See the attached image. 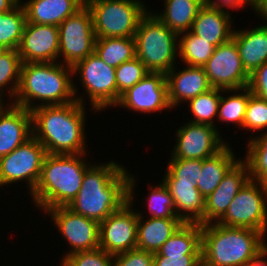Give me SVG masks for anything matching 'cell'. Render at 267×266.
<instances>
[{"mask_svg": "<svg viewBox=\"0 0 267 266\" xmlns=\"http://www.w3.org/2000/svg\"><path fill=\"white\" fill-rule=\"evenodd\" d=\"M85 154H47L39 181L31 194L42 211L67 207L78 194L86 170ZM83 156V157H81Z\"/></svg>", "mask_w": 267, "mask_h": 266, "instance_id": "cell-4", "label": "cell"}, {"mask_svg": "<svg viewBox=\"0 0 267 266\" xmlns=\"http://www.w3.org/2000/svg\"><path fill=\"white\" fill-rule=\"evenodd\" d=\"M267 247L254 257L246 266H267Z\"/></svg>", "mask_w": 267, "mask_h": 266, "instance_id": "cell-45", "label": "cell"}, {"mask_svg": "<svg viewBox=\"0 0 267 266\" xmlns=\"http://www.w3.org/2000/svg\"><path fill=\"white\" fill-rule=\"evenodd\" d=\"M112 266H154V254L135 248L114 255Z\"/></svg>", "mask_w": 267, "mask_h": 266, "instance_id": "cell-41", "label": "cell"}, {"mask_svg": "<svg viewBox=\"0 0 267 266\" xmlns=\"http://www.w3.org/2000/svg\"><path fill=\"white\" fill-rule=\"evenodd\" d=\"M265 236L217 222L201 225L202 258L214 266H246L267 247Z\"/></svg>", "mask_w": 267, "mask_h": 266, "instance_id": "cell-5", "label": "cell"}, {"mask_svg": "<svg viewBox=\"0 0 267 266\" xmlns=\"http://www.w3.org/2000/svg\"><path fill=\"white\" fill-rule=\"evenodd\" d=\"M20 2L10 12L0 14V44L17 50L26 24V15Z\"/></svg>", "mask_w": 267, "mask_h": 266, "instance_id": "cell-31", "label": "cell"}, {"mask_svg": "<svg viewBox=\"0 0 267 266\" xmlns=\"http://www.w3.org/2000/svg\"><path fill=\"white\" fill-rule=\"evenodd\" d=\"M249 179L248 166L239 159L226 173L217 188L205 198L203 225L217 222L226 213L235 195Z\"/></svg>", "mask_w": 267, "mask_h": 266, "instance_id": "cell-18", "label": "cell"}, {"mask_svg": "<svg viewBox=\"0 0 267 266\" xmlns=\"http://www.w3.org/2000/svg\"><path fill=\"white\" fill-rule=\"evenodd\" d=\"M33 136L47 154H86L85 107L78 101L31 111Z\"/></svg>", "mask_w": 267, "mask_h": 266, "instance_id": "cell-3", "label": "cell"}, {"mask_svg": "<svg viewBox=\"0 0 267 266\" xmlns=\"http://www.w3.org/2000/svg\"><path fill=\"white\" fill-rule=\"evenodd\" d=\"M19 3L18 0H0V14L10 12Z\"/></svg>", "mask_w": 267, "mask_h": 266, "instance_id": "cell-47", "label": "cell"}, {"mask_svg": "<svg viewBox=\"0 0 267 266\" xmlns=\"http://www.w3.org/2000/svg\"><path fill=\"white\" fill-rule=\"evenodd\" d=\"M231 19L228 8L223 10L203 5L190 31L217 47L232 38L234 28L231 29L233 23Z\"/></svg>", "mask_w": 267, "mask_h": 266, "instance_id": "cell-21", "label": "cell"}, {"mask_svg": "<svg viewBox=\"0 0 267 266\" xmlns=\"http://www.w3.org/2000/svg\"><path fill=\"white\" fill-rule=\"evenodd\" d=\"M216 126L186 122L176 131V144L170 159L203 160L214 156L225 144Z\"/></svg>", "mask_w": 267, "mask_h": 266, "instance_id": "cell-14", "label": "cell"}, {"mask_svg": "<svg viewBox=\"0 0 267 266\" xmlns=\"http://www.w3.org/2000/svg\"><path fill=\"white\" fill-rule=\"evenodd\" d=\"M202 254L163 257L154 253V266H195Z\"/></svg>", "mask_w": 267, "mask_h": 266, "instance_id": "cell-43", "label": "cell"}, {"mask_svg": "<svg viewBox=\"0 0 267 266\" xmlns=\"http://www.w3.org/2000/svg\"><path fill=\"white\" fill-rule=\"evenodd\" d=\"M167 187L175 206L176 216L183 223L203 225L205 198L196 183L186 181H162Z\"/></svg>", "mask_w": 267, "mask_h": 266, "instance_id": "cell-22", "label": "cell"}, {"mask_svg": "<svg viewBox=\"0 0 267 266\" xmlns=\"http://www.w3.org/2000/svg\"><path fill=\"white\" fill-rule=\"evenodd\" d=\"M6 50L5 47H3L1 44H0V55Z\"/></svg>", "mask_w": 267, "mask_h": 266, "instance_id": "cell-49", "label": "cell"}, {"mask_svg": "<svg viewBox=\"0 0 267 266\" xmlns=\"http://www.w3.org/2000/svg\"><path fill=\"white\" fill-rule=\"evenodd\" d=\"M59 63H22L19 86L12 104L29 111L39 106L65 105L74 101L83 104L85 101L77 96V87L72 81V67ZM35 100L42 103L32 102Z\"/></svg>", "mask_w": 267, "mask_h": 266, "instance_id": "cell-2", "label": "cell"}, {"mask_svg": "<svg viewBox=\"0 0 267 266\" xmlns=\"http://www.w3.org/2000/svg\"><path fill=\"white\" fill-rule=\"evenodd\" d=\"M232 39L249 74L267 62V25L257 26L251 30L234 29Z\"/></svg>", "mask_w": 267, "mask_h": 266, "instance_id": "cell-24", "label": "cell"}, {"mask_svg": "<svg viewBox=\"0 0 267 266\" xmlns=\"http://www.w3.org/2000/svg\"><path fill=\"white\" fill-rule=\"evenodd\" d=\"M224 91L218 88H211L209 91L190 99L188 101L189 108L194 118L190 122L215 126L213 119L214 117L216 119L218 115L220 94Z\"/></svg>", "mask_w": 267, "mask_h": 266, "instance_id": "cell-34", "label": "cell"}, {"mask_svg": "<svg viewBox=\"0 0 267 266\" xmlns=\"http://www.w3.org/2000/svg\"><path fill=\"white\" fill-rule=\"evenodd\" d=\"M150 189L151 192L147 198L150 217L179 219L176 216L173 199L165 184L162 182L159 186L153 188L151 186Z\"/></svg>", "mask_w": 267, "mask_h": 266, "instance_id": "cell-38", "label": "cell"}, {"mask_svg": "<svg viewBox=\"0 0 267 266\" xmlns=\"http://www.w3.org/2000/svg\"><path fill=\"white\" fill-rule=\"evenodd\" d=\"M114 256L100 247L68 255L60 266H112Z\"/></svg>", "mask_w": 267, "mask_h": 266, "instance_id": "cell-40", "label": "cell"}, {"mask_svg": "<svg viewBox=\"0 0 267 266\" xmlns=\"http://www.w3.org/2000/svg\"><path fill=\"white\" fill-rule=\"evenodd\" d=\"M128 179V202L100 222L99 247L111 255L137 248L138 212L131 209L135 176Z\"/></svg>", "mask_w": 267, "mask_h": 266, "instance_id": "cell-9", "label": "cell"}, {"mask_svg": "<svg viewBox=\"0 0 267 266\" xmlns=\"http://www.w3.org/2000/svg\"><path fill=\"white\" fill-rule=\"evenodd\" d=\"M73 74H79L92 110L101 112L106 107L117 106L116 68L103 62L95 52L73 67Z\"/></svg>", "mask_w": 267, "mask_h": 266, "instance_id": "cell-10", "label": "cell"}, {"mask_svg": "<svg viewBox=\"0 0 267 266\" xmlns=\"http://www.w3.org/2000/svg\"><path fill=\"white\" fill-rule=\"evenodd\" d=\"M238 91H242V93L239 94ZM225 92H236L237 94L235 93L228 97H223L221 94L217 115L219 121L227 122V124L231 122L243 127L247 103L252 92L248 87L225 90Z\"/></svg>", "mask_w": 267, "mask_h": 266, "instance_id": "cell-33", "label": "cell"}, {"mask_svg": "<svg viewBox=\"0 0 267 266\" xmlns=\"http://www.w3.org/2000/svg\"><path fill=\"white\" fill-rule=\"evenodd\" d=\"M178 38L176 32L148 11L140 19L134 36L136 57L149 72L167 74L175 66Z\"/></svg>", "mask_w": 267, "mask_h": 266, "instance_id": "cell-6", "label": "cell"}, {"mask_svg": "<svg viewBox=\"0 0 267 266\" xmlns=\"http://www.w3.org/2000/svg\"><path fill=\"white\" fill-rule=\"evenodd\" d=\"M178 37V54L182 62L187 66L204 67L214 53L215 46L191 31L180 33Z\"/></svg>", "mask_w": 267, "mask_h": 266, "instance_id": "cell-30", "label": "cell"}, {"mask_svg": "<svg viewBox=\"0 0 267 266\" xmlns=\"http://www.w3.org/2000/svg\"><path fill=\"white\" fill-rule=\"evenodd\" d=\"M156 254L163 257L202 254L201 224L183 223Z\"/></svg>", "mask_w": 267, "mask_h": 266, "instance_id": "cell-28", "label": "cell"}, {"mask_svg": "<svg viewBox=\"0 0 267 266\" xmlns=\"http://www.w3.org/2000/svg\"><path fill=\"white\" fill-rule=\"evenodd\" d=\"M26 21L59 26L85 5V0H28L22 3Z\"/></svg>", "mask_w": 267, "mask_h": 266, "instance_id": "cell-23", "label": "cell"}, {"mask_svg": "<svg viewBox=\"0 0 267 266\" xmlns=\"http://www.w3.org/2000/svg\"><path fill=\"white\" fill-rule=\"evenodd\" d=\"M254 11L260 16H263V20L267 21V0H255ZM265 25H267L265 23Z\"/></svg>", "mask_w": 267, "mask_h": 266, "instance_id": "cell-46", "label": "cell"}, {"mask_svg": "<svg viewBox=\"0 0 267 266\" xmlns=\"http://www.w3.org/2000/svg\"><path fill=\"white\" fill-rule=\"evenodd\" d=\"M248 88L255 96L267 100V62L250 74Z\"/></svg>", "mask_w": 267, "mask_h": 266, "instance_id": "cell-42", "label": "cell"}, {"mask_svg": "<svg viewBox=\"0 0 267 266\" xmlns=\"http://www.w3.org/2000/svg\"><path fill=\"white\" fill-rule=\"evenodd\" d=\"M148 73L149 71L146 69L145 65L137 57L119 65L115 71L117 103L124 92L133 87Z\"/></svg>", "mask_w": 267, "mask_h": 266, "instance_id": "cell-36", "label": "cell"}, {"mask_svg": "<svg viewBox=\"0 0 267 266\" xmlns=\"http://www.w3.org/2000/svg\"><path fill=\"white\" fill-rule=\"evenodd\" d=\"M96 38L134 37L140 19L148 12L140 0H85Z\"/></svg>", "mask_w": 267, "mask_h": 266, "instance_id": "cell-7", "label": "cell"}, {"mask_svg": "<svg viewBox=\"0 0 267 266\" xmlns=\"http://www.w3.org/2000/svg\"><path fill=\"white\" fill-rule=\"evenodd\" d=\"M246 158L250 179L267 185V131L250 138Z\"/></svg>", "mask_w": 267, "mask_h": 266, "instance_id": "cell-32", "label": "cell"}, {"mask_svg": "<svg viewBox=\"0 0 267 266\" xmlns=\"http://www.w3.org/2000/svg\"><path fill=\"white\" fill-rule=\"evenodd\" d=\"M21 65L22 61L17 50L6 49L0 55V103H3V89L7 86L10 87L6 90L10 94L9 97H15L20 81Z\"/></svg>", "mask_w": 267, "mask_h": 266, "instance_id": "cell-35", "label": "cell"}, {"mask_svg": "<svg viewBox=\"0 0 267 266\" xmlns=\"http://www.w3.org/2000/svg\"><path fill=\"white\" fill-rule=\"evenodd\" d=\"M98 164L86 170L81 188L67 208L100 223L128 202L129 173L116 161Z\"/></svg>", "mask_w": 267, "mask_h": 266, "instance_id": "cell-1", "label": "cell"}, {"mask_svg": "<svg viewBox=\"0 0 267 266\" xmlns=\"http://www.w3.org/2000/svg\"><path fill=\"white\" fill-rule=\"evenodd\" d=\"M164 1V11L158 14L154 12V15L177 34L191 30L199 9L204 5V0Z\"/></svg>", "mask_w": 267, "mask_h": 266, "instance_id": "cell-27", "label": "cell"}, {"mask_svg": "<svg viewBox=\"0 0 267 266\" xmlns=\"http://www.w3.org/2000/svg\"><path fill=\"white\" fill-rule=\"evenodd\" d=\"M232 151L227 144L214 156L202 160V171L197 188L204 198L217 188L226 173L239 161Z\"/></svg>", "mask_w": 267, "mask_h": 266, "instance_id": "cell-26", "label": "cell"}, {"mask_svg": "<svg viewBox=\"0 0 267 266\" xmlns=\"http://www.w3.org/2000/svg\"><path fill=\"white\" fill-rule=\"evenodd\" d=\"M243 128L249 131H267V100L254 94L249 96Z\"/></svg>", "mask_w": 267, "mask_h": 266, "instance_id": "cell-39", "label": "cell"}, {"mask_svg": "<svg viewBox=\"0 0 267 266\" xmlns=\"http://www.w3.org/2000/svg\"><path fill=\"white\" fill-rule=\"evenodd\" d=\"M45 213L51 216L52 221L72 248L62 257V261L73 253L99 248V222L75 214L67 207L51 208Z\"/></svg>", "mask_w": 267, "mask_h": 266, "instance_id": "cell-15", "label": "cell"}, {"mask_svg": "<svg viewBox=\"0 0 267 266\" xmlns=\"http://www.w3.org/2000/svg\"><path fill=\"white\" fill-rule=\"evenodd\" d=\"M59 58L73 67L94 52L95 32L90 10L84 5L59 26Z\"/></svg>", "mask_w": 267, "mask_h": 266, "instance_id": "cell-12", "label": "cell"}, {"mask_svg": "<svg viewBox=\"0 0 267 266\" xmlns=\"http://www.w3.org/2000/svg\"><path fill=\"white\" fill-rule=\"evenodd\" d=\"M195 266H214V265L208 263L204 258L201 257V259Z\"/></svg>", "mask_w": 267, "mask_h": 266, "instance_id": "cell-48", "label": "cell"}, {"mask_svg": "<svg viewBox=\"0 0 267 266\" xmlns=\"http://www.w3.org/2000/svg\"><path fill=\"white\" fill-rule=\"evenodd\" d=\"M94 52L107 65L117 68L136 57L134 37L96 38Z\"/></svg>", "mask_w": 267, "mask_h": 266, "instance_id": "cell-29", "label": "cell"}, {"mask_svg": "<svg viewBox=\"0 0 267 266\" xmlns=\"http://www.w3.org/2000/svg\"><path fill=\"white\" fill-rule=\"evenodd\" d=\"M33 136L31 111L23 107L0 104V158Z\"/></svg>", "mask_w": 267, "mask_h": 266, "instance_id": "cell-19", "label": "cell"}, {"mask_svg": "<svg viewBox=\"0 0 267 266\" xmlns=\"http://www.w3.org/2000/svg\"><path fill=\"white\" fill-rule=\"evenodd\" d=\"M46 155L44 146L32 136L0 158V186L26 180L31 195L39 181Z\"/></svg>", "mask_w": 267, "mask_h": 266, "instance_id": "cell-11", "label": "cell"}, {"mask_svg": "<svg viewBox=\"0 0 267 266\" xmlns=\"http://www.w3.org/2000/svg\"><path fill=\"white\" fill-rule=\"evenodd\" d=\"M141 212L138 213L137 224V248L157 253L161 246L179 229L183 224L180 219L153 218L143 221Z\"/></svg>", "mask_w": 267, "mask_h": 266, "instance_id": "cell-25", "label": "cell"}, {"mask_svg": "<svg viewBox=\"0 0 267 266\" xmlns=\"http://www.w3.org/2000/svg\"><path fill=\"white\" fill-rule=\"evenodd\" d=\"M202 171V160L170 159L162 181H186L196 183Z\"/></svg>", "mask_w": 267, "mask_h": 266, "instance_id": "cell-37", "label": "cell"}, {"mask_svg": "<svg viewBox=\"0 0 267 266\" xmlns=\"http://www.w3.org/2000/svg\"><path fill=\"white\" fill-rule=\"evenodd\" d=\"M204 69L212 88L236 90L248 87L250 74L245 70L232 38L215 47Z\"/></svg>", "mask_w": 267, "mask_h": 266, "instance_id": "cell-13", "label": "cell"}, {"mask_svg": "<svg viewBox=\"0 0 267 266\" xmlns=\"http://www.w3.org/2000/svg\"><path fill=\"white\" fill-rule=\"evenodd\" d=\"M141 113H153L171 108L168 100L166 74L149 72L124 92L117 106Z\"/></svg>", "mask_w": 267, "mask_h": 266, "instance_id": "cell-16", "label": "cell"}, {"mask_svg": "<svg viewBox=\"0 0 267 266\" xmlns=\"http://www.w3.org/2000/svg\"><path fill=\"white\" fill-rule=\"evenodd\" d=\"M173 67L167 74L168 100L171 109L183 101H189L209 91L212 86L208 81L204 67L187 66L182 71Z\"/></svg>", "mask_w": 267, "mask_h": 266, "instance_id": "cell-20", "label": "cell"}, {"mask_svg": "<svg viewBox=\"0 0 267 266\" xmlns=\"http://www.w3.org/2000/svg\"><path fill=\"white\" fill-rule=\"evenodd\" d=\"M267 185L249 179L217 223L267 232Z\"/></svg>", "mask_w": 267, "mask_h": 266, "instance_id": "cell-8", "label": "cell"}, {"mask_svg": "<svg viewBox=\"0 0 267 266\" xmlns=\"http://www.w3.org/2000/svg\"><path fill=\"white\" fill-rule=\"evenodd\" d=\"M251 5L252 9L255 8V0H204V5L211 8L225 9L226 7L237 9L244 5ZM225 6V8H224Z\"/></svg>", "mask_w": 267, "mask_h": 266, "instance_id": "cell-44", "label": "cell"}, {"mask_svg": "<svg viewBox=\"0 0 267 266\" xmlns=\"http://www.w3.org/2000/svg\"><path fill=\"white\" fill-rule=\"evenodd\" d=\"M17 51L22 63L58 62V26L26 21Z\"/></svg>", "mask_w": 267, "mask_h": 266, "instance_id": "cell-17", "label": "cell"}]
</instances>
